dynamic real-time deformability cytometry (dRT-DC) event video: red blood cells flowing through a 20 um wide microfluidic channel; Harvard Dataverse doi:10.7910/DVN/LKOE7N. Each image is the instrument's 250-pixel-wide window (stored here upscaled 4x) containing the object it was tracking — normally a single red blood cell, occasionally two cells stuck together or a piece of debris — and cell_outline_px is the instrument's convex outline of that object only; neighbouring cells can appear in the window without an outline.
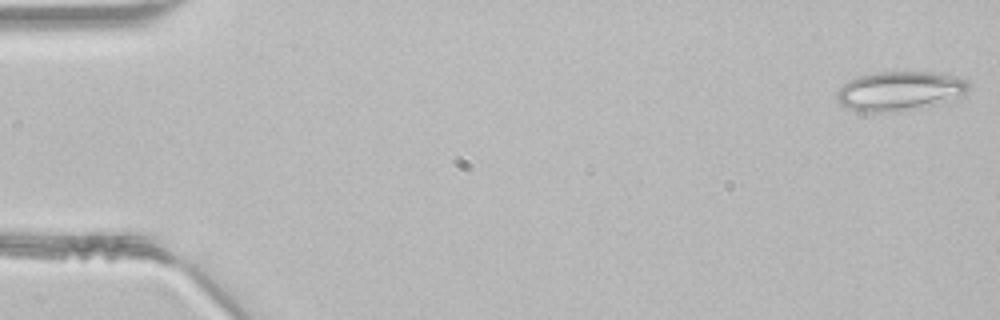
{"species": "common noctule bat (a hibernating species)", "species_latin": "Nyctalus noctula", "temperature_condition": "room temperature", "stored_images_in_passage": 8, "camera_frame_rate_fps": 3000, "um_per_image_px": 0.085, "animal": {"sex": "male", "body_mass_g": 21.5, "forearm_length_mm": 52.0}, "frame": {"image": 1, "passage_image": 1, "time_ms": 0.0, "image_size_px": [1000, 320], "cell_outline_px": [[968, 88], [964, 96], [932, 104], [896, 112], [860, 112], [848, 108], [840, 104], [836, 100], [836, 92], [844, 84], [860, 76], [872, 72], [904, 68], [940, 72], [968, 80]], "centroid_in_image_um": [76.47, 7.67], "position_along_channel_um": 8.5, "area_um2": 31.1}}